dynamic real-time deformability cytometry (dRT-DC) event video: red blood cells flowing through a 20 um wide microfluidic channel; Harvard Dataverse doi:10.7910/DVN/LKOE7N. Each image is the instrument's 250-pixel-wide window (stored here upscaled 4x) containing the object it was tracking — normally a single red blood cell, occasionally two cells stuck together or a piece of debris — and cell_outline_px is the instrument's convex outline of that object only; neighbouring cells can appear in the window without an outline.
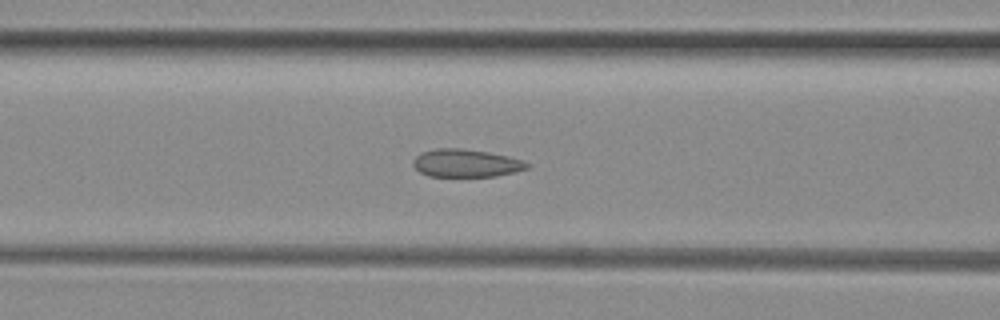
{"species": "common noctule bat (a hibernating species)", "species_latin": "Nyctalus noctula", "temperature_condition": "room temperature", "stored_images_in_passage": 26, "camera_frame_rate_fps": 3000, "um_per_image_px": 0.085, "animal": {"sex": "female", "body_mass_g": 29.2, "forearm_length_mm": 56.3}, "frame": {"image": 1, "passage_image": 6, "time_ms": 1.667, "image_size_px": [1000, 320], "cell_outline_px": [[532, 164], [528, 168], [516, 172], [496, 176], [428, 176], [420, 172], [412, 164], [412, 160], [420, 152], [436, 148], [460, 148], [488, 152], [508, 156]], "centroid_in_image_um": [39.6, 13.86], "position_along_channel_um": 127.0, "area_um2": 18.55}}
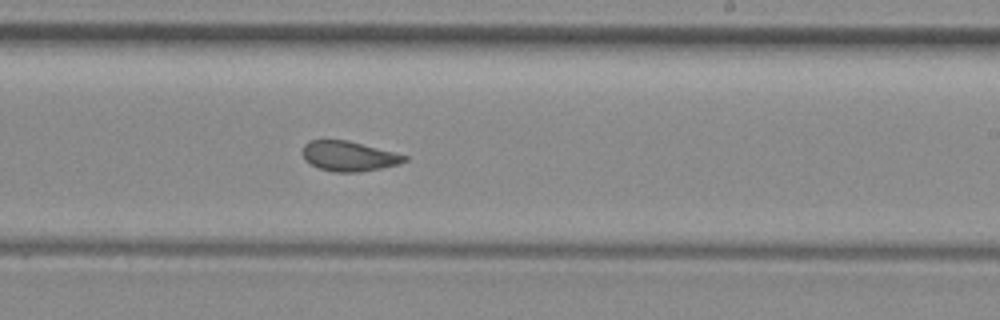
{"frame": {"image": 2, "passage_image": 16, "time_ms": 5.0, "image_size_px": [1000, 320], "cell_outline_px": [[408, 160], [400, 164], [360, 172], [332, 172], [320, 168], [304, 160], [300, 152], [304, 144], [308, 140], [348, 140], [408, 156]], "centroid_in_image_um": [29.61, 13.27], "position_along_channel_um": 259.4, "area_um2": 17.92}}
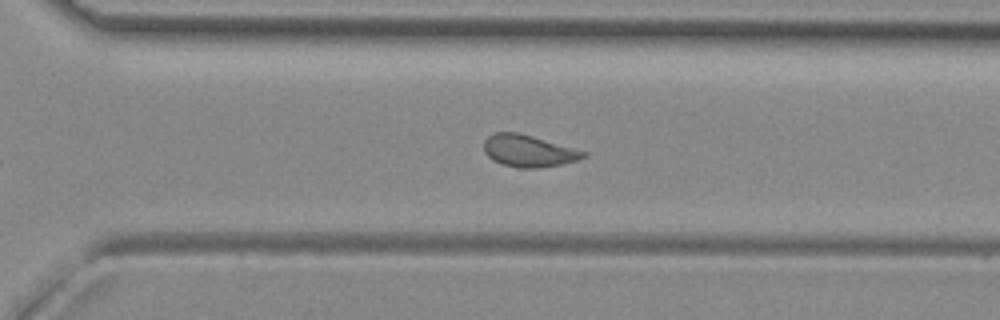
{"frame": {"image": 3, "passage_image": 21, "time_ms": 6.667, "image_size_px": [1000, 320], "cell_outline_px": [[588, 156], [576, 160], [560, 164], [540, 168], [520, 168], [500, 164], [492, 160], [484, 152], [484, 140], [488, 136], [496, 132], [520, 132], [588, 152]], "centroid_in_image_um": [44.91, 12.82], "position_along_channel_um": 325.7, "area_um2": 18.67}, "authors_computed_cell_mechanics": {"area_um2": 18.2937, "velocity_mm_per_s": 3.9826, "shape_relaxation_time_tau1_ms": null, "shape_relaxation_time_tau2_ms": 1.6804, "deformation_change_tau1": null, "deformation_change_tau2": 0.0802}}